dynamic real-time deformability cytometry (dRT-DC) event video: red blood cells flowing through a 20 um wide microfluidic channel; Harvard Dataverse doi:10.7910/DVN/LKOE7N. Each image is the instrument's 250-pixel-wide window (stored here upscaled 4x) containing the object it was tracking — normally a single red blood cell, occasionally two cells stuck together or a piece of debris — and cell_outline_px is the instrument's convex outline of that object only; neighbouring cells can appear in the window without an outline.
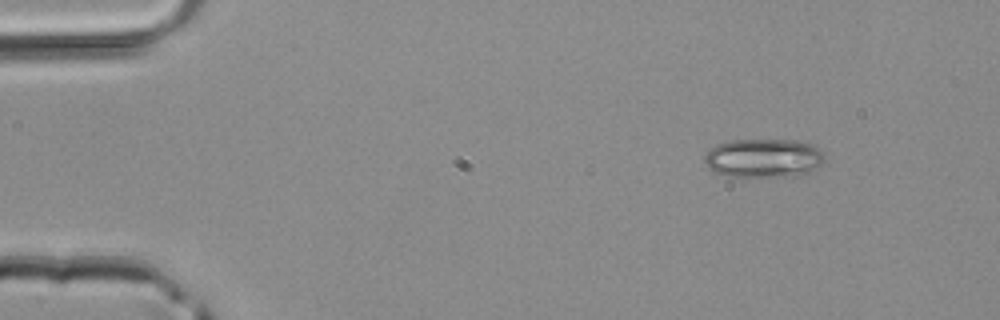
{"species": "common noctule bat (a hibernating species)", "species_latin": "Nyctalus noctula", "temperature_condition": "room temperature", "stored_images_in_passage": 3, "camera_frame_rate_fps": 3000, "um_per_image_px": 0.085, "animal": {"sex": "male", "body_mass_g": 20.4}, "frame": {"image": 1, "passage_image": 1, "time_ms": 0.0, "image_size_px": [1000, 320], "cell_outline_px": [[824, 160], [808, 176], [724, 176], [712, 172], [708, 168], [704, 160], [704, 156], [708, 148], [716, 144], [732, 140], [800, 140], [812, 144], [820, 148], [824, 152]], "centroid_in_image_um": [64.92, 13.44], "position_along_channel_um": 20.1, "area_um2": 27.86}}